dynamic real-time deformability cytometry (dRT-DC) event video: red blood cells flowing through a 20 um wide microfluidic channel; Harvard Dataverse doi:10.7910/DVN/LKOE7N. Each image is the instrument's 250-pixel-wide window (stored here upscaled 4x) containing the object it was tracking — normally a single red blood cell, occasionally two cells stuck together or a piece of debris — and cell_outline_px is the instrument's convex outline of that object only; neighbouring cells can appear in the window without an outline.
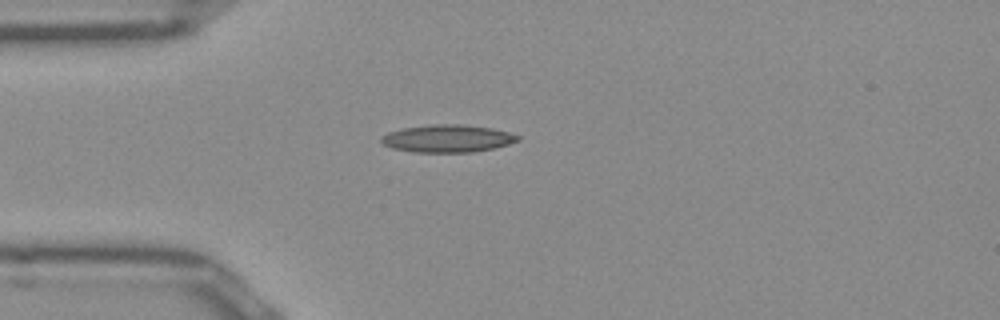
{"species": "Egyptian fruit bat (a non-hibernating species)", "species_latin": "Rousettus aegyptiacus", "temperature_condition": "room temperature", "stored_images_in_passage": 39, "camera_frame_rate_fps": 3000, "um_per_image_px": 0.085, "frame": {"image": 1, "passage_image": 1, "time_ms": 0.0, "image_size_px": [1000, 320], "cell_outline_px": [[520, 140], [508, 144], [492, 148], [472, 152], [412, 152], [392, 148], [384, 144], [380, 140], [380, 136], [388, 132], [404, 128], [432, 124], [460, 124], [492, 128], [508, 132], [520, 136]], "centroid_in_image_um": [38.02, 11.77], "position_along_channel_um": 47.0, "area_um2": 21.85}}
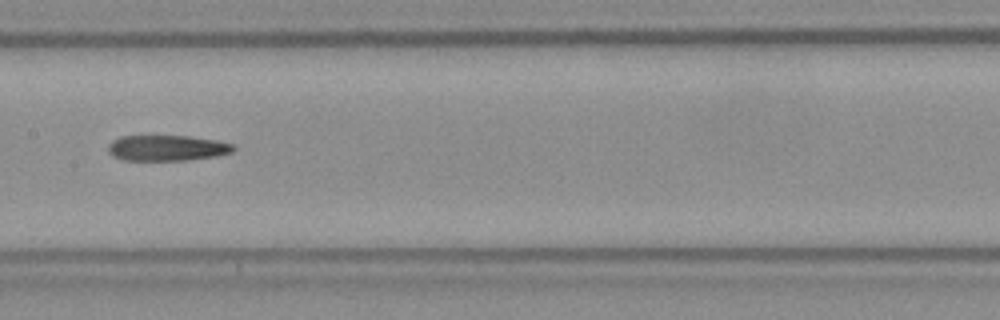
{"frame": {"image": 2, "passage_image": 13, "time_ms": 4.0, "image_size_px": [1000, 320], "cell_outline_px": [[236, 148], [232, 152], [216, 156], [188, 160], [124, 160], [112, 156], [108, 152], [108, 144], [112, 140], [120, 136], [188, 136], [216, 140], [232, 144]], "centroid_in_image_um": [14.17, 12.58], "position_along_channel_um": 193.2, "area_um2": 18.79}}
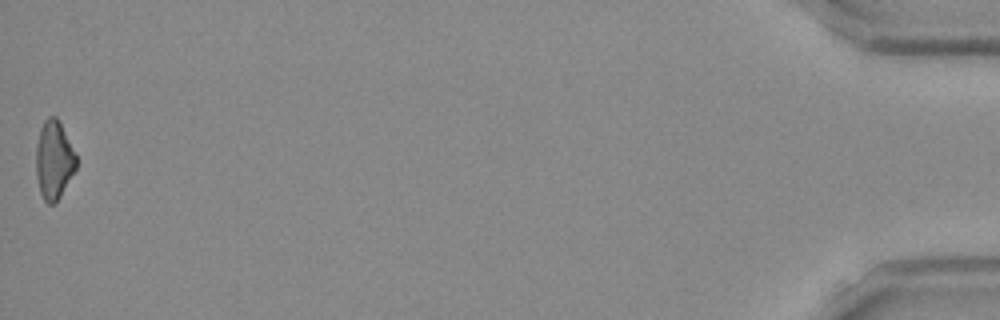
{"frame": {"image": 3, "passage_image": 39, "time_ms": 12.667, "image_size_px": [1000, 320], "cell_outline_px": [[76, 168], [56, 204], [48, 204], [44, 200], [40, 192], [36, 176], [36, 144], [40, 128], [44, 120], [48, 116], [56, 116], [76, 156]], "centroid_in_image_um": [4.55, 13.63], "position_along_channel_um": 430.6, "area_um2": 18.21}}